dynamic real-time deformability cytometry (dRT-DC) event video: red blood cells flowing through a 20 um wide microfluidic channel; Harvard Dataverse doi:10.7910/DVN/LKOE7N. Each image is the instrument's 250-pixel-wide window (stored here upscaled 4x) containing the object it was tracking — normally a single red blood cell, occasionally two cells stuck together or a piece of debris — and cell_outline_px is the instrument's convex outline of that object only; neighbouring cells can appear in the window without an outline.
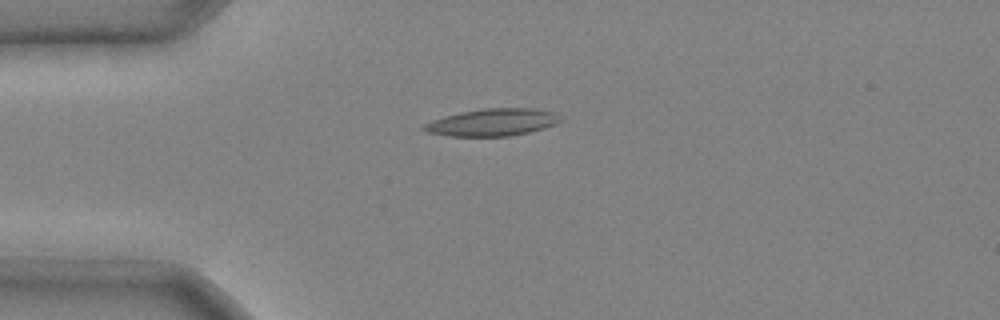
{"species": "common noctule bat (a hibernating species)", "species_latin": "Nyctalus noctula", "temperature_condition": "cold", "stored_images_in_passage": 2, "camera_frame_rate_fps": 3000, "um_per_image_px": 0.085, "animal": {"sex": "male", "body_mass_g": 20.4}, "frame": {"image": 1, "passage_image": 1, "time_ms": 0.0, "image_size_px": [1000, 320], "cell_outline_px": [[560, 120], [556, 124], [544, 128], [528, 132], [508, 136], [448, 136], [428, 132], [420, 128], [424, 124], [432, 120], [444, 116], [460, 112], [484, 108], [532, 108], [552, 112], [560, 116]], "centroid_in_image_um": [41.82, 10.39], "position_along_channel_um": 43.2, "area_um2": 21.56}}
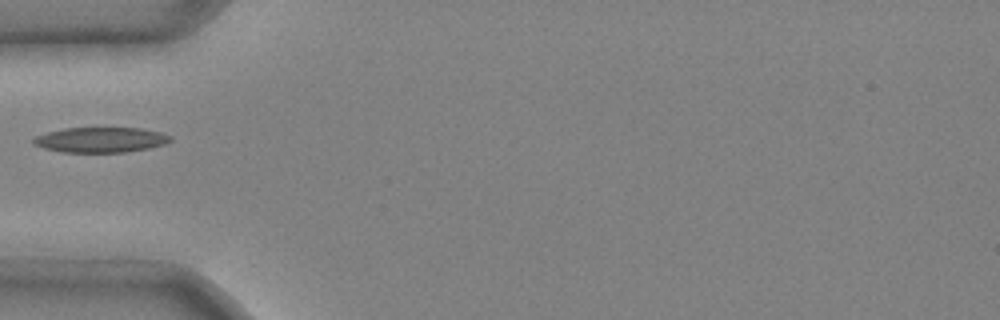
{"frame": {"image": 2, "passage_image": 2, "time_ms": 0.333, "image_size_px": [1000, 320], "cell_outline_px": [[172, 140], [164, 144], [148, 148], [124, 152], [60, 152], [44, 148], [32, 144], [32, 140], [36, 136], [48, 132], [64, 128], [140, 128], [160, 132], [172, 136]], "centroid_in_image_um": [8.54, 11.88], "position_along_channel_um": 76.5, "area_um2": 20.06}}